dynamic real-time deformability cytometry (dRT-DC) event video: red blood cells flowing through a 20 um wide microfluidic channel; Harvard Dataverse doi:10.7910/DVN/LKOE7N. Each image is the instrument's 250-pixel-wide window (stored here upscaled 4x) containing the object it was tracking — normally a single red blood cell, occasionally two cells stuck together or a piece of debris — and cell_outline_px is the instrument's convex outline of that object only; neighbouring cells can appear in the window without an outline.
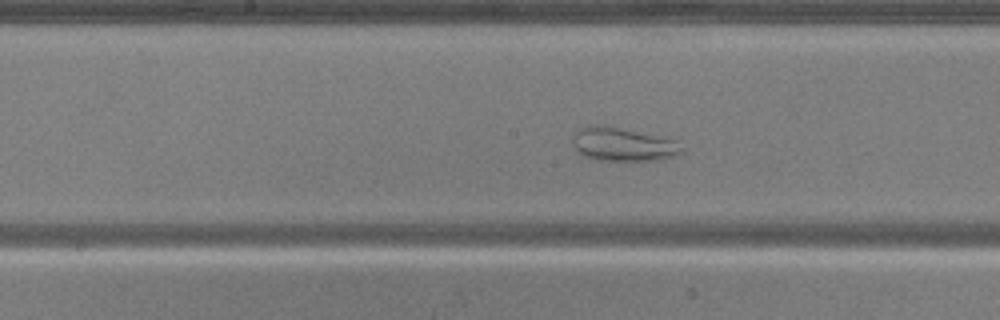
{"species": "common noctule bat (a hibernating species)", "species_latin": "Nyctalus noctula", "temperature_condition": "warm", "stored_images_in_passage": 48, "camera_frame_rate_fps": 3000, "um_per_image_px": 0.085, "animal": {"sex": "male", "body_mass_g": 20.5, "forearm_length_mm": 52.5}, "frame": {"image": 1, "passage_image": 23, "time_ms": 7.333, "image_size_px": [1000, 320], "cell_outline_px": [[684, 152], [676, 156], [660, 160], [596, 160], [580, 156], [572, 144], [572, 136], [580, 128], [588, 124], [604, 124], [676, 140], [684, 148]], "centroid_in_image_um": [52.92, 12.26], "position_along_channel_um": 195.3, "area_um2": 21.85}}
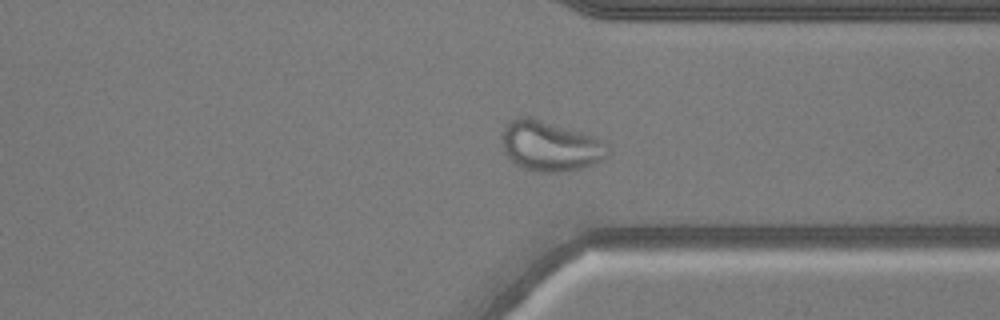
{"frame": {"image": 2, "passage_image": 36, "time_ms": 11.667, "image_size_px": [1000, 320], "cell_outline_px": [[608, 156], [604, 160], [580, 168], [560, 172], [536, 172], [524, 168], [516, 164], [504, 152], [504, 128], [516, 116], [528, 116], [596, 136], [608, 144]], "centroid_in_image_um": [46.82, 12.41], "position_along_channel_um": 364.6, "area_um2": 30.75}}
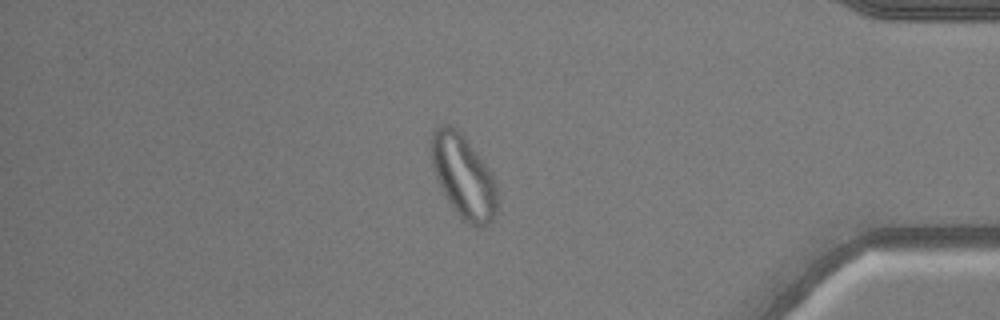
{"frame": {"image": 3, "passage_image": 41, "time_ms": 13.333, "image_size_px": [1000, 320], "cell_outline_px": [[496, 212], [492, 220], [484, 228], [480, 228], [468, 224], [460, 220], [452, 208], [440, 188], [436, 180], [432, 164], [432, 132], [440, 124], [452, 124], [464, 136], [480, 156], [488, 168], [496, 184]], "centroid_in_image_um": [39.38, 15.03], "position_along_channel_um": 395.8, "area_um2": 32.19}}